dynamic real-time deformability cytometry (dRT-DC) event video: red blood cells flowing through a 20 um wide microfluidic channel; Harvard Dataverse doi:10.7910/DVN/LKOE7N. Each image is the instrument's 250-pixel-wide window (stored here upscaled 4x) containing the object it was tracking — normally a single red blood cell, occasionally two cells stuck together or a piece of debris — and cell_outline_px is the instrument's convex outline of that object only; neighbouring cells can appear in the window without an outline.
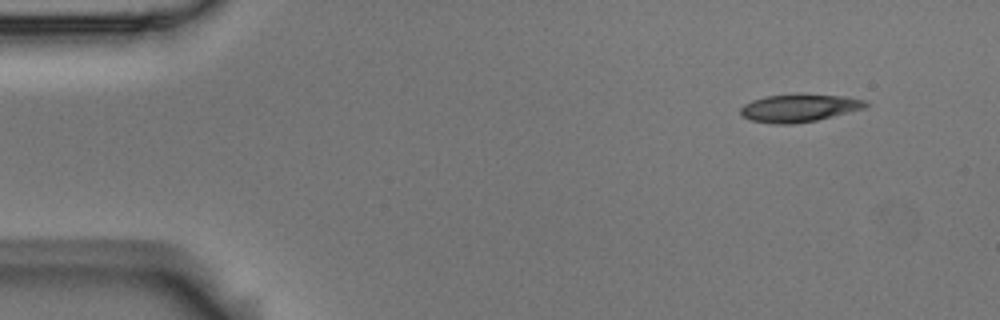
{"species": "Egyptian fruit bat (a non-hibernating species)", "species_latin": "Rousettus aegyptiacus", "temperature_condition": "room temperature", "stored_images_in_passage": 4, "camera_frame_rate_fps": 3000, "um_per_image_px": 0.085, "animal": {"sex": "male"}, "frame": {"image": 1, "passage_image": 1, "time_ms": 0.0, "image_size_px": [1000, 320], "cell_outline_px": [[872, 104], [864, 108], [816, 120], [792, 124], [776, 124], [748, 120], [740, 112], [740, 108], [744, 104], [752, 100], [764, 96], [848, 96], [864, 100]], "centroid_in_image_um": [67.91, 9.21], "position_along_channel_um": 17.1, "area_um2": 19.59}}
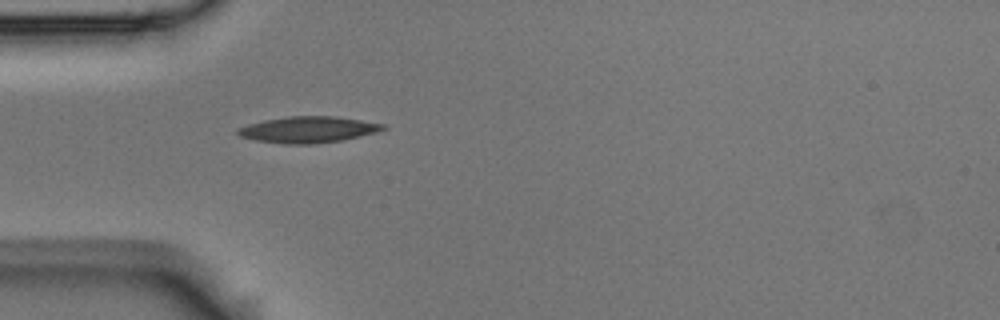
{"frame": {"image": 2, "passage_image": 4, "time_ms": 1.0, "image_size_px": [1000, 320], "cell_outline_px": [[388, 128], [376, 132], [344, 140], [308, 144], [284, 144], [256, 140], [240, 136], [236, 132], [236, 128], [248, 124], [264, 120], [288, 116], [336, 116], [388, 124]], "centroid_in_image_um": [26.22, 11.01], "position_along_channel_um": 58.8, "area_um2": 22.37}}